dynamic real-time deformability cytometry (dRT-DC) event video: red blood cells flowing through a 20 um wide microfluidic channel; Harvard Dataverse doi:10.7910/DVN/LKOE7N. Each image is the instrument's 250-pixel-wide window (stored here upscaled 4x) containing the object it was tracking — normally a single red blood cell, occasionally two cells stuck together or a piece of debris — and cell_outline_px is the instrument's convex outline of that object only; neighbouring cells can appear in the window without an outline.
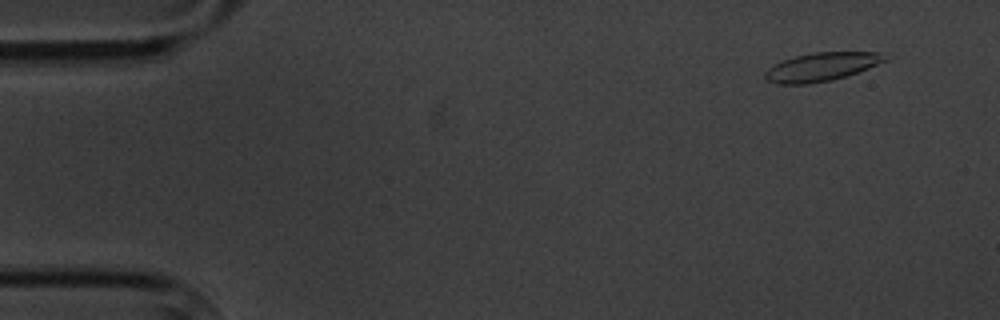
{"species": "common noctule bat (a hibernating species)", "species_latin": "Nyctalus noctula", "temperature_condition": "cold", "stored_images_in_passage": 10, "camera_frame_rate_fps": 3000, "um_per_image_px": 0.085, "animal": {"sex": "male", "body_mass_g": 20.1, "forearm_length_mm": 53.5}, "frame": {"image": 1, "passage_image": 2, "time_ms": 1.0, "image_size_px": [1000, 320], "cell_outline_px": [[892, 56], [888, 60], [848, 76], [832, 80], [808, 84], [776, 84], [764, 80], [764, 72], [768, 68], [784, 60], [796, 56], [812, 52], [884, 52]], "centroid_in_image_um": [69.88, 5.68], "position_along_channel_um": 15.1, "area_um2": 20.23}}
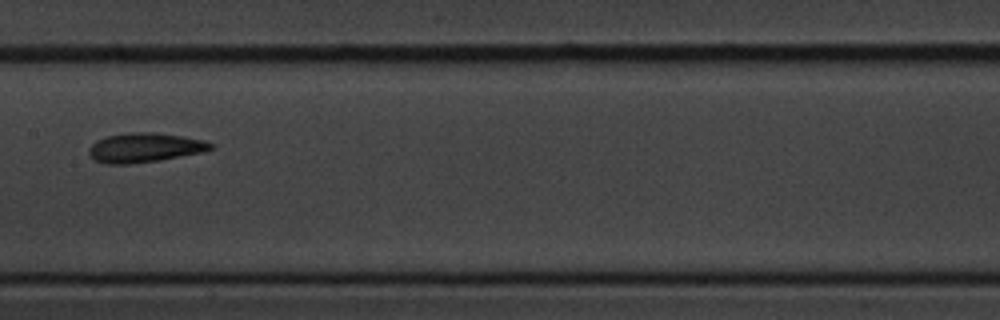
{"frame": {"image": 2, "passage_image": 9, "time_ms": 9.333, "image_size_px": [1000, 320], "cell_outline_px": [[212, 148], [200, 152], [160, 160], [128, 164], [108, 164], [96, 160], [88, 152], [88, 148], [96, 140], [104, 136], [124, 132], [156, 132], [184, 136], [204, 140], [212, 144]], "centroid_in_image_um": [12.25, 12.52], "position_along_channel_um": 195.1, "area_um2": 20.87}}
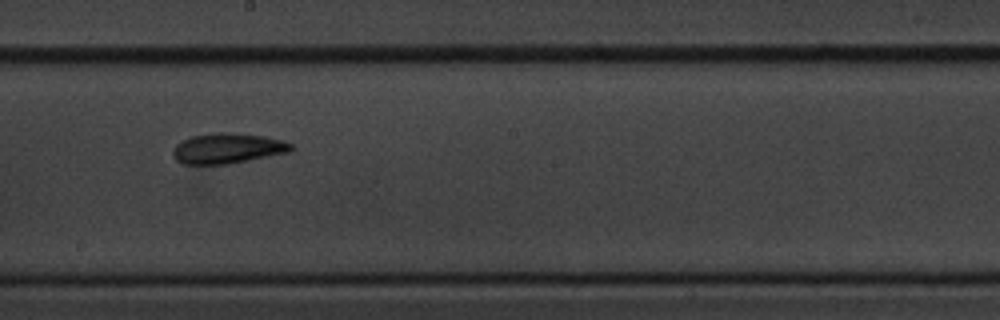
{"frame": {"image": 3, "passage_image": 10, "time_ms": 10.333, "image_size_px": [1000, 320], "cell_outline_px": [[296, 148], [288, 152], [228, 164], [184, 164], [176, 160], [172, 156], [172, 152], [176, 144], [192, 136], [212, 132], [224, 132], [264, 136], [284, 140], [292, 144]], "centroid_in_image_um": [19.34, 12.6], "position_along_channel_um": 228.9, "area_um2": 20.87}}